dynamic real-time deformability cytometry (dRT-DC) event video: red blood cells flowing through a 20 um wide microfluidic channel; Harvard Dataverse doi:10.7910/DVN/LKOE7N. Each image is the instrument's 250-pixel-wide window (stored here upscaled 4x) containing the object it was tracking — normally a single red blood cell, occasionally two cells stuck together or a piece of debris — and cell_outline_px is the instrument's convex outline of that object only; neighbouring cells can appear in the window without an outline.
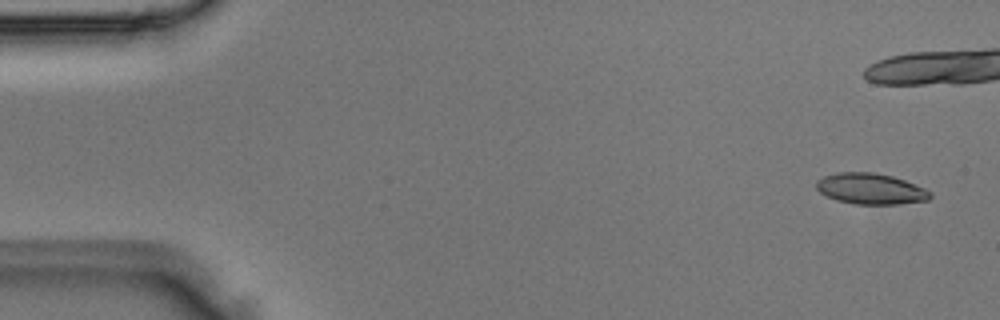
{"species": "Egyptian fruit bat (a non-hibernating species)", "species_latin": "Rousettus aegyptiacus", "temperature_condition": "room temperature", "stored_images_in_passage": 6, "camera_frame_rate_fps": 3000, "um_per_image_px": 0.085, "animal": {"sex": "male"}, "frame": {"image": 1, "passage_image": 1, "time_ms": 0.0, "image_size_px": [1000, 320], "cell_outline_px": [[932, 196], [928, 200], [896, 204], [856, 204], [836, 200], [820, 192], [816, 188], [816, 180], [824, 176], [836, 172], [872, 172], [892, 176], [904, 180], [924, 188], [932, 192]], "centroid_in_image_um": [73.99, 16.04], "position_along_channel_um": 11.0, "area_um2": 20.46}}